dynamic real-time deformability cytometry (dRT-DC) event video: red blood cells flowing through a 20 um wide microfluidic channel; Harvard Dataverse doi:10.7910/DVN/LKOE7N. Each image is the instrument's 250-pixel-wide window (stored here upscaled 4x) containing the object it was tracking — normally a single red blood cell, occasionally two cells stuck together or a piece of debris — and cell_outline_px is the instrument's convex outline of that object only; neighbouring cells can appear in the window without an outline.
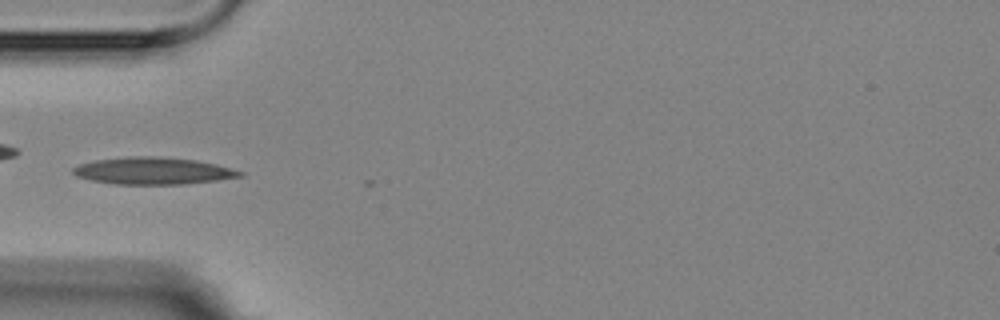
{"species": "Egyptian fruit bat (a non-hibernating species)", "species_latin": "Rousettus aegyptiacus", "temperature_condition": "room temperature", "stored_images_in_passage": 6, "camera_frame_rate_fps": 3000, "um_per_image_px": 0.085, "animal": {"sex": "female"}, "frame": {"image": 1, "passage_image": 5, "time_ms": 5.333, "image_size_px": [1000, 320], "cell_outline_px": [[244, 176], [216, 180], [184, 184], [116, 184], [92, 180], [76, 176], [72, 172], [72, 168], [80, 164], [96, 160], [128, 156], [160, 156], [196, 160], [216, 164], [244, 172]], "centroid_in_image_um": [13.01, 14.51], "position_along_channel_um": 72.0, "area_um2": 26.24}}